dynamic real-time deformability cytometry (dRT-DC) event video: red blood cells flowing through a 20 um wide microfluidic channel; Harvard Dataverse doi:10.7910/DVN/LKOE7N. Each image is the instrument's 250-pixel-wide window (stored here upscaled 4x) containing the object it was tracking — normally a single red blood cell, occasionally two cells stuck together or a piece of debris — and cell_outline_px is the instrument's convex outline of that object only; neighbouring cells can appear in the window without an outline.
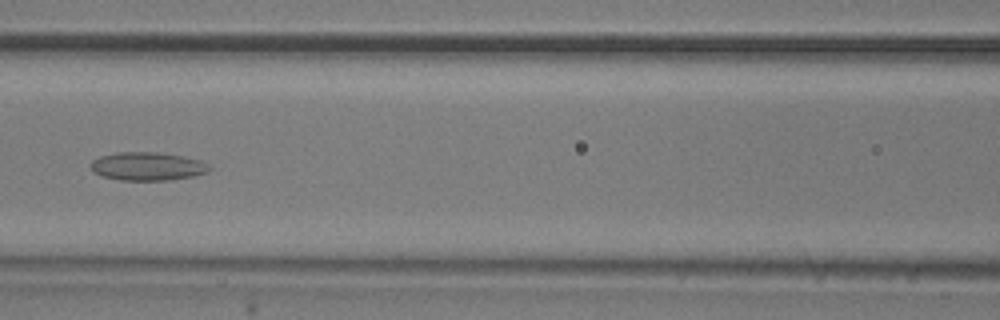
{"species": "common noctule bat (a hibernating species)", "species_latin": "Nyctalus noctula", "temperature_condition": "room temperature", "stored_images_in_passage": 7, "camera_frame_rate_fps": 3000, "um_per_image_px": 0.085, "animal": {"sex": "male", "body_mass_g": 20.5, "forearm_length_mm": 52.5}, "frame": {"image": 1, "passage_image": 7, "time_ms": 7.0, "image_size_px": [1000, 320], "cell_outline_px": [[212, 168], [204, 172], [192, 176], [168, 180], [120, 180], [104, 176], [96, 172], [88, 164], [92, 160], [100, 156], [116, 152], [156, 152], [184, 156], [200, 160], [208, 164]], "centroid_in_image_um": [12.52, 14.12], "position_along_channel_um": 154.1, "area_um2": 19.42}}